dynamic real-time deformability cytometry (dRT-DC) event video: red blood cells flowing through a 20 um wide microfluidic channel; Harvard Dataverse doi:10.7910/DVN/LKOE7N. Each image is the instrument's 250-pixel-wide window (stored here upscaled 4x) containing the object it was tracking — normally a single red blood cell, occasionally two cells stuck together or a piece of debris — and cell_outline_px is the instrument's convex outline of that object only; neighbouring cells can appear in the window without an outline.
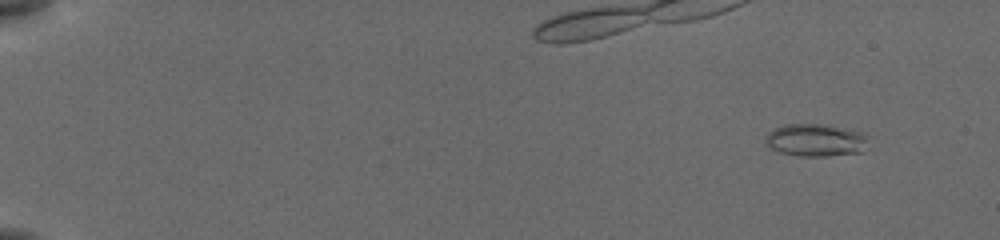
{"species": "common noctule bat (a hibernating species)", "species_latin": "Nyctalus noctula", "temperature_condition": "cold", "stored_images_in_passage": 63, "camera_frame_rate_fps": 3000, "um_per_image_px": 0.085, "animal": {"sex": "female", "body_mass_g": 19.5, "forearm_length_mm": 54.1}, "frame": {"image": 1, "passage_image": 8, "time_ms": 1.667, "image_size_px": [1000, 240], "cell_outline_px": [[864, 152], [824, 156], [800, 156], [780, 152], [772, 148], [764, 140], [764, 136], [768, 132], [784, 124], [828, 124], [852, 128], [860, 132], [864, 136]], "centroid_in_image_um": [69.3, 11.89], "position_along_channel_um": 15.7, "area_um2": 19.48}}
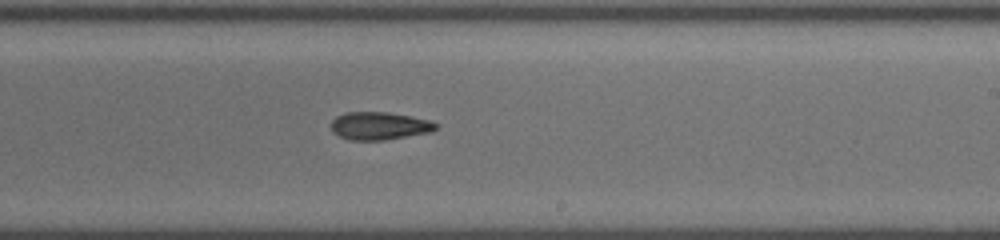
{"frame": {"image": 2, "passage_image": 43, "time_ms": 12.0, "image_size_px": [1000, 240], "cell_outline_px": [[440, 124], [432, 132], [384, 140], [348, 140], [332, 132], [332, 120], [336, 116], [344, 112], [388, 112], [412, 116], [428, 120]], "centroid_in_image_um": [32.25, 10.69], "position_along_channel_um": 256.7, "area_um2": 17.11}}
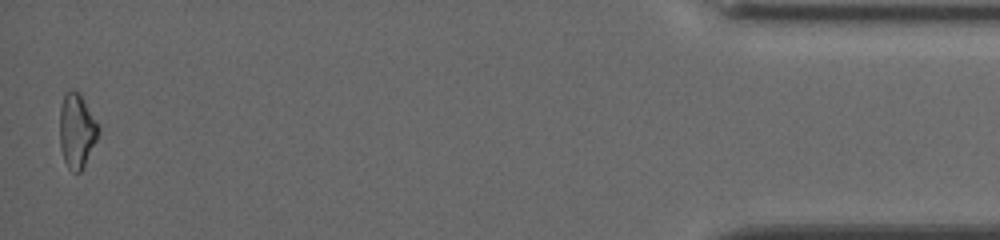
{"frame": {"image": 3, "passage_image": 62, "time_ms": 18.333, "image_size_px": [1000, 240], "cell_outline_px": [[100, 132], [80, 172], [72, 172], [68, 168], [64, 160], [60, 148], [60, 108], [64, 96], [68, 88], [72, 88], [80, 92], [100, 128]], "centroid_in_image_um": [6.52, 11.07], "position_along_channel_um": 428.7, "area_um2": 16.76}, "authors_computed_cell_mechanics": {"area_um2": 17.5712, "velocity_mm_per_s": 3.8762, "shape_relaxation_time_tau1_ms": 2.9524, "shape_relaxation_time_tau2_ms": 9.7054, "deformation_change_tau1": 0.1076, "deformation_change_tau2": 0.2142}}